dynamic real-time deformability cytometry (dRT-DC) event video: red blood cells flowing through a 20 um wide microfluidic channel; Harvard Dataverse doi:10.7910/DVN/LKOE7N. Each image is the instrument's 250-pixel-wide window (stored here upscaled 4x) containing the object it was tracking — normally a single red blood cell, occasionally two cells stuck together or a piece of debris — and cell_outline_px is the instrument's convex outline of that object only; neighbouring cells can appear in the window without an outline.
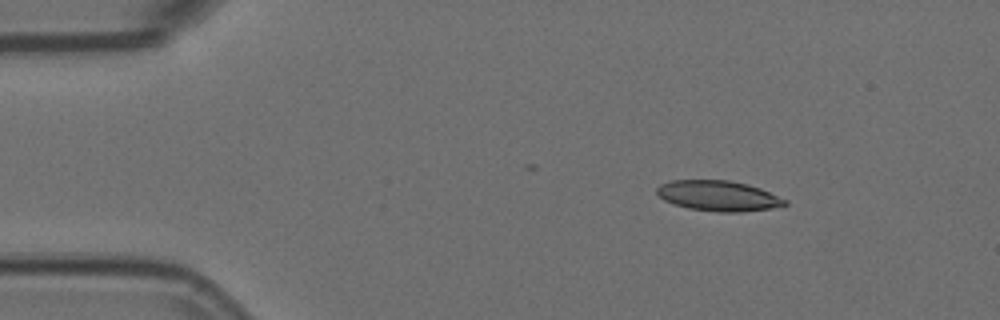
{"species": "Egyptian fruit bat (a non-hibernating species)", "species_latin": "Rousettus aegyptiacus", "temperature_condition": "room temperature", "stored_images_in_passage": 3, "camera_frame_rate_fps": 3000, "um_per_image_px": 0.085, "animal": {"sex": "female"}, "frame": {"image": 1, "passage_image": 1, "time_ms": 0.0, "image_size_px": [1000, 320], "cell_outline_px": [[788, 204], [772, 208], [740, 212], [720, 212], [688, 208], [664, 200], [656, 192], [656, 188], [660, 184], [672, 180], [728, 180], [748, 184], [760, 188], [788, 200]], "centroid_in_image_um": [61.08, 16.64], "position_along_channel_um": 23.9, "area_um2": 22.6}}